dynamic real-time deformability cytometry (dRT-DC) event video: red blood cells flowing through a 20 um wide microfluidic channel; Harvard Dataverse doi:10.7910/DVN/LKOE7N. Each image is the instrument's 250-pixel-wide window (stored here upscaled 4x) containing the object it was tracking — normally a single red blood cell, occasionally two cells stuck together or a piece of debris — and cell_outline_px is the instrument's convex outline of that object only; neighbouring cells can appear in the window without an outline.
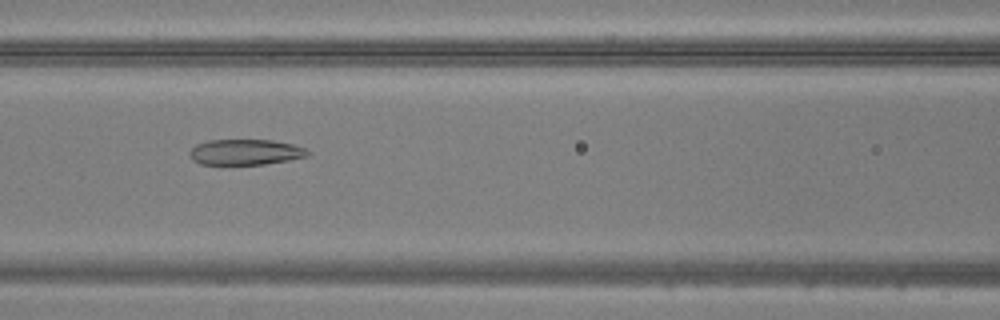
{"species": "common noctule bat (a hibernating species)", "species_latin": "Nyctalus noctula", "temperature_condition": "warm", "stored_images_in_passage": 42, "camera_frame_rate_fps": 3000, "um_per_image_px": 0.085, "animal": {"sex": "male", "body_mass_g": 20.5, "forearm_length_mm": 52.5}, "frame": {"image": 1, "passage_image": 14, "time_ms": 4.333, "image_size_px": [1000, 320], "cell_outline_px": [[308, 156], [288, 160], [264, 164], [200, 164], [192, 160], [188, 152], [196, 144], [208, 140], [272, 140], [292, 144], [304, 148], [308, 152]], "centroid_in_image_um": [20.81, 12.92], "position_along_channel_um": 145.8, "area_um2": 17.51}}
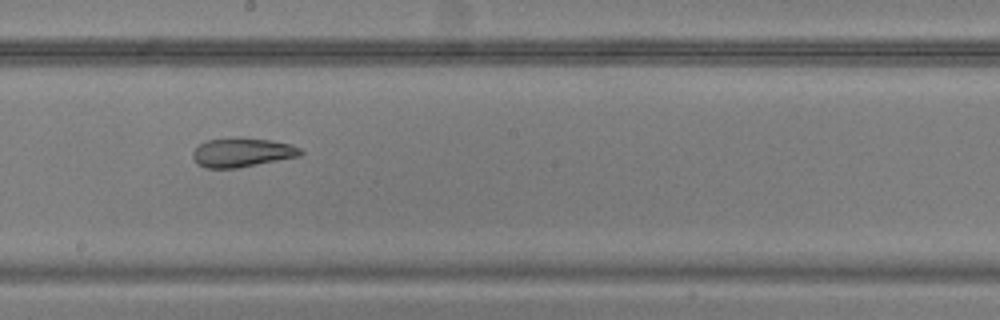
{"frame": {"image": 2, "passage_image": 20, "time_ms": 6.333, "image_size_px": [1000, 320], "cell_outline_px": [[304, 152], [300, 156], [236, 168], [204, 168], [196, 164], [192, 156], [192, 152], [200, 144], [208, 140], [236, 136], [240, 136], [272, 140], [292, 144], [300, 148]], "centroid_in_image_um": [20.57, 12.94], "position_along_channel_um": 227.6, "area_um2": 18.61}}
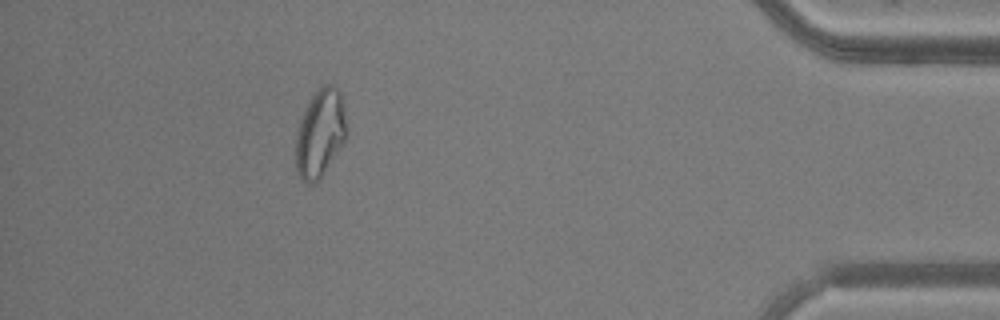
{"frame": {"image": 3, "passage_image": 37, "time_ms": 12.0, "image_size_px": [1000, 320], "cell_outline_px": [[348, 132], [344, 140], [320, 180], [312, 184], [308, 184], [296, 172], [296, 132], [300, 120], [308, 100], [320, 84], [332, 84], [340, 92], [344, 104]], "centroid_in_image_um": [27.21, 11.29], "position_along_channel_um": 408.0, "area_um2": 26.36}}